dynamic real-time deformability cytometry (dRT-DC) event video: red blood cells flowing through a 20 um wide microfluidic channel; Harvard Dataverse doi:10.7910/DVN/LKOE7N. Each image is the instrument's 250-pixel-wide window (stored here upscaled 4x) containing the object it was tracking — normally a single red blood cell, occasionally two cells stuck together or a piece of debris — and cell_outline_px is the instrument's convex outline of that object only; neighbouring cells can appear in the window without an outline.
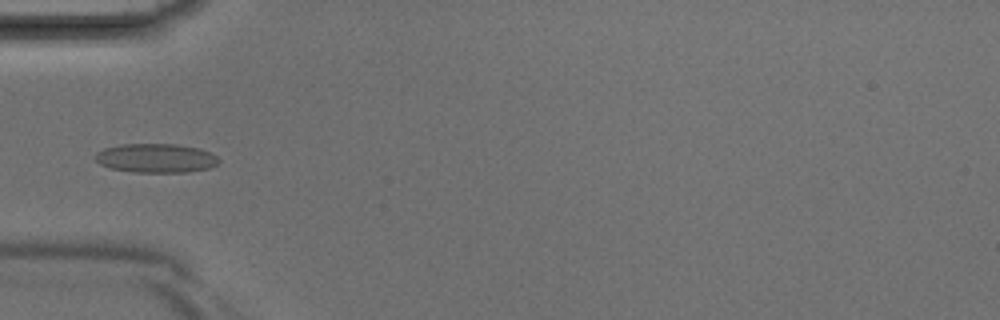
{"species": "Egyptian fruit bat (a non-hibernating species)", "species_latin": "Rousettus aegyptiacus", "temperature_condition": "room temperature", "stored_images_in_passage": 34, "camera_frame_rate_fps": 3000, "um_per_image_px": 0.085, "animal": {"sex": "male"}, "frame": {"image": 1, "passage_image": 6, "time_ms": 1.667, "image_size_px": [1000, 320], "cell_outline_px": [[220, 160], [216, 164], [208, 168], [188, 172], [132, 172], [112, 168], [100, 164], [96, 160], [96, 152], [104, 148], [120, 144], [176, 144], [200, 148], [216, 156]], "centroid_in_image_um": [13.25, 13.43], "position_along_channel_um": 71.8, "area_um2": 20.81}}
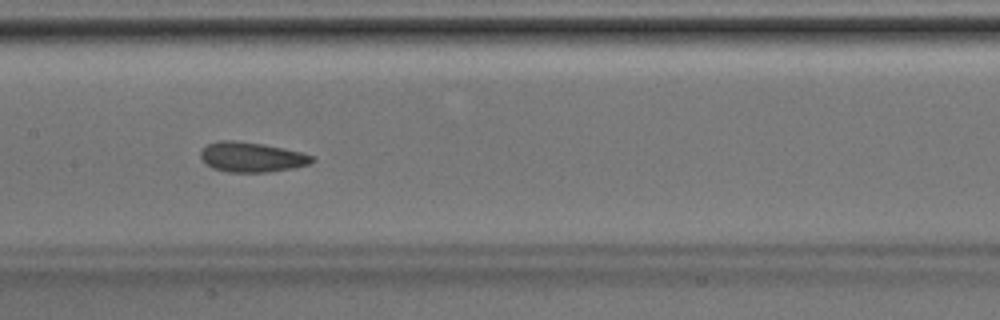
{"frame": {"image": 2, "passage_image": 13, "time_ms": 4.0, "image_size_px": [1000, 320], "cell_outline_px": [[316, 160], [308, 164], [292, 168], [268, 172], [228, 172], [212, 168], [204, 164], [200, 160], [200, 152], [208, 144], [220, 140], [232, 140], [264, 144], [284, 148], [300, 152], [312, 156]], "centroid_in_image_um": [21.34, 13.35], "position_along_channel_um": 186.1, "area_um2": 19.48}}
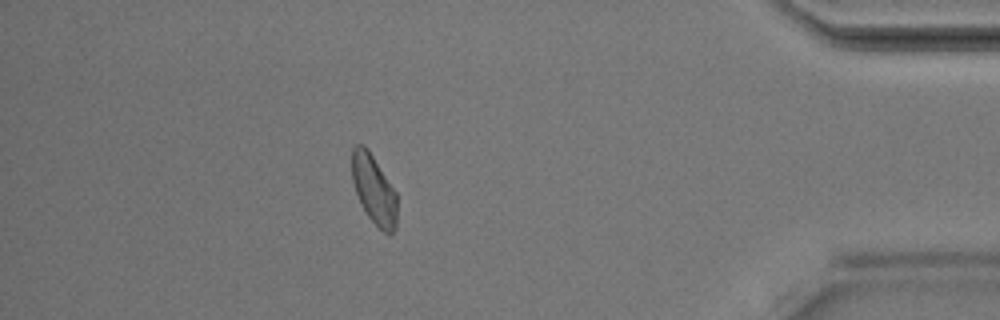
{"frame": {"image": 3, "passage_image": 29, "time_ms": 9.333, "image_size_px": [1000, 320], "cell_outline_px": [[396, 228], [388, 236], [368, 216], [360, 204], [352, 180], [352, 148], [356, 144], [364, 144], [368, 148], [396, 192]], "centroid_in_image_um": [31.77, 16.09], "position_along_channel_um": 403.4, "area_um2": 18.15}}